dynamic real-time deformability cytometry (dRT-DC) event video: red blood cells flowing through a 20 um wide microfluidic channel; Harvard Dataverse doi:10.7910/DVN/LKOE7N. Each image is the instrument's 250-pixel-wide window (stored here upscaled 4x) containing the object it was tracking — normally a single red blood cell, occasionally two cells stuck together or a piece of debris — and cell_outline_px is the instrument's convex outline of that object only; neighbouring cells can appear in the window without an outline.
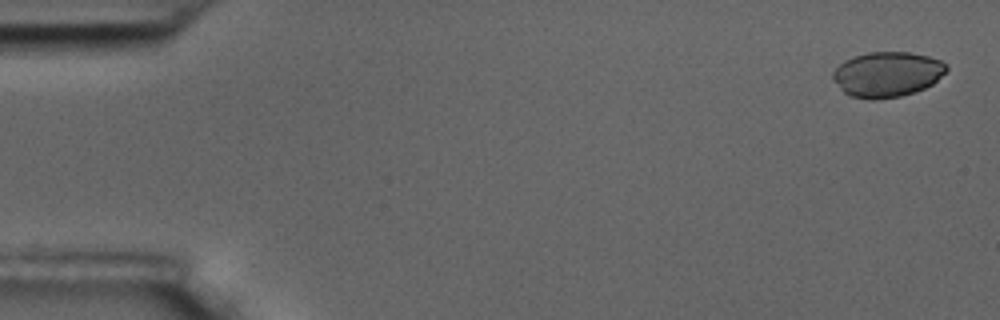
{"species": "common noctule bat (a hibernating species)", "species_latin": "Nyctalus noctula", "temperature_condition": "room temperature", "stored_images_in_passage": 6, "camera_frame_rate_fps": 3000, "um_per_image_px": 0.085, "animal": {"sex": "male", "body_mass_g": 17.5, "forearm_length_mm": 52.3}, "frame": {"image": 1, "passage_image": 1, "time_ms": 0.0, "image_size_px": [1000, 320], "cell_outline_px": [[948, 68], [932, 84], [924, 88], [900, 96], [876, 100], [872, 100], [848, 96], [832, 80], [832, 72], [844, 60], [868, 52], [908, 52], [928, 56], [940, 60], [948, 64]], "centroid_in_image_um": [75.38, 6.32], "position_along_channel_um": 9.6, "area_um2": 29.88}}
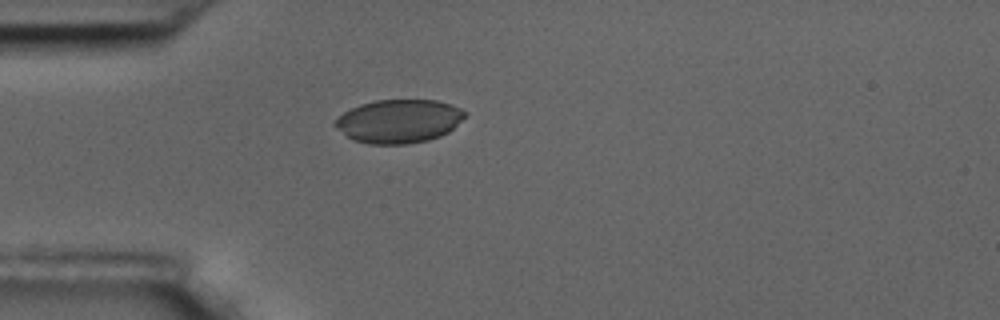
{"frame": {"image": 2, "passage_image": 5, "time_ms": 1.333, "image_size_px": [1000, 320], "cell_outline_px": [[468, 112], [448, 132], [440, 136], [428, 140], [404, 144], [368, 144], [352, 140], [332, 124], [344, 112], [360, 104], [376, 100], [436, 100], [452, 104]], "centroid_in_image_um": [33.89, 10.3], "position_along_channel_um": 51.1, "area_um2": 32.77}}